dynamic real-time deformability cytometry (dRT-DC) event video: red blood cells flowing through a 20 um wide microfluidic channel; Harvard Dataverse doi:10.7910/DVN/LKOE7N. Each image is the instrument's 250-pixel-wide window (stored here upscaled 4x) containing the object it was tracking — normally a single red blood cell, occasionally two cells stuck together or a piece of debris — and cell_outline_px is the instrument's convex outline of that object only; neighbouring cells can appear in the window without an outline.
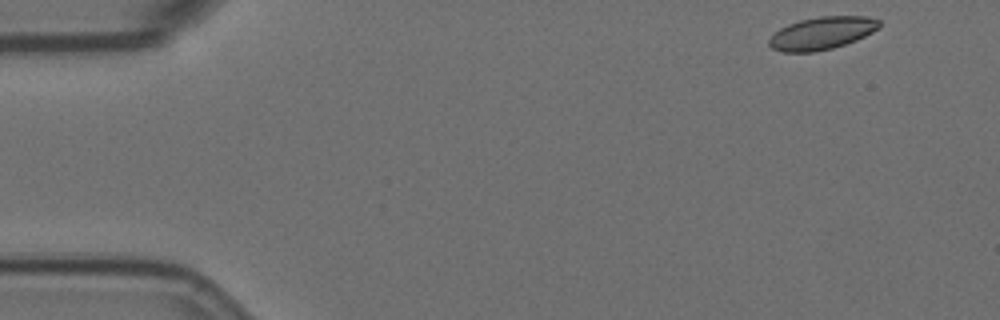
{"species": "Egyptian fruit bat (a non-hibernating species)", "species_latin": "Rousettus aegyptiacus", "temperature_condition": "room temperature", "stored_images_in_passage": 12, "camera_frame_rate_fps": 3000, "um_per_image_px": 0.085, "animal": {"sex": "female"}, "frame": {"image": 1, "passage_image": 1, "time_ms": 0.0, "image_size_px": [1000, 320], "cell_outline_px": [[880, 28], [856, 40], [832, 48], [816, 52], [784, 52], [772, 48], [768, 44], [768, 40], [780, 28], [788, 24], [800, 20], [820, 16], [868, 16], [880, 20]], "centroid_in_image_um": [69.88, 2.81], "position_along_channel_um": 15.1, "area_um2": 20.92}}